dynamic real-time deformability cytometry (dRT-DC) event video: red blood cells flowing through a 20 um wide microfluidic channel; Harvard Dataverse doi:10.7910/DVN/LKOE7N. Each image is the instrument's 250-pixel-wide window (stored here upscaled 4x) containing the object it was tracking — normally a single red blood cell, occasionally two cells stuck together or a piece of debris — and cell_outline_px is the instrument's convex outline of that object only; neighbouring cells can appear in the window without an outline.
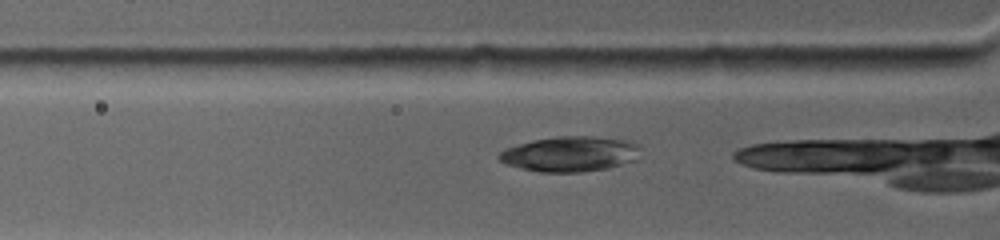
{"species": "common noctule bat (a hibernating species)", "species_latin": "Nyctalus noctula", "temperature_condition": "warm", "stored_images_in_passage": 6, "camera_frame_rate_fps": 4500, "um_per_image_px": 0.085, "animal": {"sex": "female", "body_mass_g": 19.0, "forearm_length_mm": 53.3}, "frame": {"image": 1, "passage_image": 3, "time_ms": 0.889, "image_size_px": [1000, 240], "cell_outline_px": [[640, 148], [636, 160], [608, 168], [580, 172], [540, 172], [520, 168], [508, 164], [500, 160], [496, 156], [504, 148], [532, 140], [556, 136], [592, 136], [632, 140]], "centroid_in_image_um": [48.46, 13.08], "position_along_channel_um": 77.3, "area_um2": 29.19}}